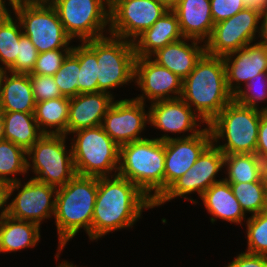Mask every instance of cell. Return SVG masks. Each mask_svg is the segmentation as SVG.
Returning a JSON list of instances; mask_svg holds the SVG:
<instances>
[{
	"instance_id": "6da1fadb",
	"label": "cell",
	"mask_w": 267,
	"mask_h": 267,
	"mask_svg": "<svg viewBox=\"0 0 267 267\" xmlns=\"http://www.w3.org/2000/svg\"><path fill=\"white\" fill-rule=\"evenodd\" d=\"M149 208H154V202L133 182L118 174L99 177L91 240L118 229L132 228L143 209Z\"/></svg>"
},
{
	"instance_id": "7a4b0ae2",
	"label": "cell",
	"mask_w": 267,
	"mask_h": 267,
	"mask_svg": "<svg viewBox=\"0 0 267 267\" xmlns=\"http://www.w3.org/2000/svg\"><path fill=\"white\" fill-rule=\"evenodd\" d=\"M181 99L194 107L201 122L208 125L233 100L226 83L223 57L205 52L183 80Z\"/></svg>"
},
{
	"instance_id": "3957f363",
	"label": "cell",
	"mask_w": 267,
	"mask_h": 267,
	"mask_svg": "<svg viewBox=\"0 0 267 267\" xmlns=\"http://www.w3.org/2000/svg\"><path fill=\"white\" fill-rule=\"evenodd\" d=\"M98 190V177L75 175L66 185L57 188L55 223L58 232V252L84 228L91 239V225Z\"/></svg>"
},
{
	"instance_id": "277c9868",
	"label": "cell",
	"mask_w": 267,
	"mask_h": 267,
	"mask_svg": "<svg viewBox=\"0 0 267 267\" xmlns=\"http://www.w3.org/2000/svg\"><path fill=\"white\" fill-rule=\"evenodd\" d=\"M164 163L165 141L145 138L120 146L117 174L155 202L164 193Z\"/></svg>"
},
{
	"instance_id": "5b68a950",
	"label": "cell",
	"mask_w": 267,
	"mask_h": 267,
	"mask_svg": "<svg viewBox=\"0 0 267 267\" xmlns=\"http://www.w3.org/2000/svg\"><path fill=\"white\" fill-rule=\"evenodd\" d=\"M261 110L238 104L234 99L208 124L213 142L224 154H255ZM227 140V142H226Z\"/></svg>"
},
{
	"instance_id": "8992f818",
	"label": "cell",
	"mask_w": 267,
	"mask_h": 267,
	"mask_svg": "<svg viewBox=\"0 0 267 267\" xmlns=\"http://www.w3.org/2000/svg\"><path fill=\"white\" fill-rule=\"evenodd\" d=\"M74 133L77 139H73L70 147L77 175L111 177L112 171L117 175L120 147L104 131L102 125L72 134Z\"/></svg>"
},
{
	"instance_id": "52a82bcc",
	"label": "cell",
	"mask_w": 267,
	"mask_h": 267,
	"mask_svg": "<svg viewBox=\"0 0 267 267\" xmlns=\"http://www.w3.org/2000/svg\"><path fill=\"white\" fill-rule=\"evenodd\" d=\"M12 9L22 32L30 38L38 53L56 49H72L58 14L50 3L14 0ZM69 46V47H68Z\"/></svg>"
},
{
	"instance_id": "ba28073f",
	"label": "cell",
	"mask_w": 267,
	"mask_h": 267,
	"mask_svg": "<svg viewBox=\"0 0 267 267\" xmlns=\"http://www.w3.org/2000/svg\"><path fill=\"white\" fill-rule=\"evenodd\" d=\"M84 43L97 55L98 92L111 94L108 89L133 82L136 56L132 41L110 35Z\"/></svg>"
},
{
	"instance_id": "9c48e42d",
	"label": "cell",
	"mask_w": 267,
	"mask_h": 267,
	"mask_svg": "<svg viewBox=\"0 0 267 267\" xmlns=\"http://www.w3.org/2000/svg\"><path fill=\"white\" fill-rule=\"evenodd\" d=\"M66 135L43 134L27 151V171L32 168L33 179L60 188L75 175L72 149L66 150Z\"/></svg>"
},
{
	"instance_id": "30bf717a",
	"label": "cell",
	"mask_w": 267,
	"mask_h": 267,
	"mask_svg": "<svg viewBox=\"0 0 267 267\" xmlns=\"http://www.w3.org/2000/svg\"><path fill=\"white\" fill-rule=\"evenodd\" d=\"M50 4L71 39L85 42L104 37L110 24V0H52Z\"/></svg>"
},
{
	"instance_id": "8fae6325",
	"label": "cell",
	"mask_w": 267,
	"mask_h": 267,
	"mask_svg": "<svg viewBox=\"0 0 267 267\" xmlns=\"http://www.w3.org/2000/svg\"><path fill=\"white\" fill-rule=\"evenodd\" d=\"M167 12L157 0H110L108 31L133 42Z\"/></svg>"
},
{
	"instance_id": "7c38bea8",
	"label": "cell",
	"mask_w": 267,
	"mask_h": 267,
	"mask_svg": "<svg viewBox=\"0 0 267 267\" xmlns=\"http://www.w3.org/2000/svg\"><path fill=\"white\" fill-rule=\"evenodd\" d=\"M261 14L245 7L233 17L214 24L210 38L205 42L206 53L225 56L253 43L256 32L260 34Z\"/></svg>"
},
{
	"instance_id": "4fadbf2b",
	"label": "cell",
	"mask_w": 267,
	"mask_h": 267,
	"mask_svg": "<svg viewBox=\"0 0 267 267\" xmlns=\"http://www.w3.org/2000/svg\"><path fill=\"white\" fill-rule=\"evenodd\" d=\"M224 168V153L212 142L200 155L193 166L183 176L174 181L154 202V207L176 197L188 199L185 195L197 192L201 198L203 193L214 183L224 180L215 179L216 174Z\"/></svg>"
},
{
	"instance_id": "5bb4252c",
	"label": "cell",
	"mask_w": 267,
	"mask_h": 267,
	"mask_svg": "<svg viewBox=\"0 0 267 267\" xmlns=\"http://www.w3.org/2000/svg\"><path fill=\"white\" fill-rule=\"evenodd\" d=\"M21 186L22 188L19 190ZM16 189L19 192L9 203L7 215L18 220L34 222L39 226L42 220L54 215L56 187L30 178L27 183H24V186L21 181L11 183L9 197Z\"/></svg>"
},
{
	"instance_id": "9a60e30c",
	"label": "cell",
	"mask_w": 267,
	"mask_h": 267,
	"mask_svg": "<svg viewBox=\"0 0 267 267\" xmlns=\"http://www.w3.org/2000/svg\"><path fill=\"white\" fill-rule=\"evenodd\" d=\"M165 141L164 191L189 170L202 152L213 142L209 126L195 136L172 138L164 134L160 138Z\"/></svg>"
},
{
	"instance_id": "2e32d148",
	"label": "cell",
	"mask_w": 267,
	"mask_h": 267,
	"mask_svg": "<svg viewBox=\"0 0 267 267\" xmlns=\"http://www.w3.org/2000/svg\"><path fill=\"white\" fill-rule=\"evenodd\" d=\"M145 103L136 99L113 101L103 118L102 127L120 147L124 144L145 139L139 136L149 123V111Z\"/></svg>"
},
{
	"instance_id": "e0dca14e",
	"label": "cell",
	"mask_w": 267,
	"mask_h": 267,
	"mask_svg": "<svg viewBox=\"0 0 267 267\" xmlns=\"http://www.w3.org/2000/svg\"><path fill=\"white\" fill-rule=\"evenodd\" d=\"M134 80L144 93L134 99L143 103L145 97L151 103L181 98L183 80L167 68L157 64L151 57L135 58ZM171 93L175 96L169 95Z\"/></svg>"
},
{
	"instance_id": "ac0fdd59",
	"label": "cell",
	"mask_w": 267,
	"mask_h": 267,
	"mask_svg": "<svg viewBox=\"0 0 267 267\" xmlns=\"http://www.w3.org/2000/svg\"><path fill=\"white\" fill-rule=\"evenodd\" d=\"M223 59L227 87L233 96L242 89L241 83L246 85L257 74L267 73V47L260 42L247 44L243 49L223 56Z\"/></svg>"
},
{
	"instance_id": "d6986e66",
	"label": "cell",
	"mask_w": 267,
	"mask_h": 267,
	"mask_svg": "<svg viewBox=\"0 0 267 267\" xmlns=\"http://www.w3.org/2000/svg\"><path fill=\"white\" fill-rule=\"evenodd\" d=\"M148 111L149 123L161 131L191 132V137L202 131L197 129L201 118L181 98L153 102Z\"/></svg>"
},
{
	"instance_id": "ffe728a7",
	"label": "cell",
	"mask_w": 267,
	"mask_h": 267,
	"mask_svg": "<svg viewBox=\"0 0 267 267\" xmlns=\"http://www.w3.org/2000/svg\"><path fill=\"white\" fill-rule=\"evenodd\" d=\"M114 101L105 92L84 93L70 98L67 135L81 129L102 125L103 118Z\"/></svg>"
},
{
	"instance_id": "44dd1931",
	"label": "cell",
	"mask_w": 267,
	"mask_h": 267,
	"mask_svg": "<svg viewBox=\"0 0 267 267\" xmlns=\"http://www.w3.org/2000/svg\"><path fill=\"white\" fill-rule=\"evenodd\" d=\"M186 40L193 41H191V44H188ZM200 42L202 43L200 40L184 37L159 49L150 57H153V61L157 64L167 68L184 80L194 69L197 61L206 52L205 44L198 46Z\"/></svg>"
},
{
	"instance_id": "7402d4cb",
	"label": "cell",
	"mask_w": 267,
	"mask_h": 267,
	"mask_svg": "<svg viewBox=\"0 0 267 267\" xmlns=\"http://www.w3.org/2000/svg\"><path fill=\"white\" fill-rule=\"evenodd\" d=\"M173 11L183 37L202 42L206 39L203 43L210 38L214 28L210 0H180Z\"/></svg>"
},
{
	"instance_id": "603a6c76",
	"label": "cell",
	"mask_w": 267,
	"mask_h": 267,
	"mask_svg": "<svg viewBox=\"0 0 267 267\" xmlns=\"http://www.w3.org/2000/svg\"><path fill=\"white\" fill-rule=\"evenodd\" d=\"M0 71V111L34 113L36 102L29 74Z\"/></svg>"
},
{
	"instance_id": "cb8c5ba5",
	"label": "cell",
	"mask_w": 267,
	"mask_h": 267,
	"mask_svg": "<svg viewBox=\"0 0 267 267\" xmlns=\"http://www.w3.org/2000/svg\"><path fill=\"white\" fill-rule=\"evenodd\" d=\"M182 38L184 37L181 34L176 13L168 11L133 41L135 56L150 57L159 49Z\"/></svg>"
},
{
	"instance_id": "d4e9b609",
	"label": "cell",
	"mask_w": 267,
	"mask_h": 267,
	"mask_svg": "<svg viewBox=\"0 0 267 267\" xmlns=\"http://www.w3.org/2000/svg\"><path fill=\"white\" fill-rule=\"evenodd\" d=\"M204 206L213 217L211 222L214 223L216 218L231 223L242 224L245 213L240 203L235 198L230 184L225 180L211 185L201 196Z\"/></svg>"
},
{
	"instance_id": "484cf974",
	"label": "cell",
	"mask_w": 267,
	"mask_h": 267,
	"mask_svg": "<svg viewBox=\"0 0 267 267\" xmlns=\"http://www.w3.org/2000/svg\"><path fill=\"white\" fill-rule=\"evenodd\" d=\"M40 237V226L34 222L18 220L9 215L0 218V253L34 247Z\"/></svg>"
},
{
	"instance_id": "4316f807",
	"label": "cell",
	"mask_w": 267,
	"mask_h": 267,
	"mask_svg": "<svg viewBox=\"0 0 267 267\" xmlns=\"http://www.w3.org/2000/svg\"><path fill=\"white\" fill-rule=\"evenodd\" d=\"M5 140L11 141L26 152L43 135L34 113L3 112Z\"/></svg>"
},
{
	"instance_id": "83f0119b",
	"label": "cell",
	"mask_w": 267,
	"mask_h": 267,
	"mask_svg": "<svg viewBox=\"0 0 267 267\" xmlns=\"http://www.w3.org/2000/svg\"><path fill=\"white\" fill-rule=\"evenodd\" d=\"M69 104L70 98L65 96L36 103L34 116L43 134L67 136Z\"/></svg>"
},
{
	"instance_id": "f1b7e54d",
	"label": "cell",
	"mask_w": 267,
	"mask_h": 267,
	"mask_svg": "<svg viewBox=\"0 0 267 267\" xmlns=\"http://www.w3.org/2000/svg\"><path fill=\"white\" fill-rule=\"evenodd\" d=\"M224 167L228 183L257 182L262 177V160L256 154H224Z\"/></svg>"
},
{
	"instance_id": "f546056e",
	"label": "cell",
	"mask_w": 267,
	"mask_h": 267,
	"mask_svg": "<svg viewBox=\"0 0 267 267\" xmlns=\"http://www.w3.org/2000/svg\"><path fill=\"white\" fill-rule=\"evenodd\" d=\"M71 53L79 60L78 94L98 92L97 55L84 43L72 47Z\"/></svg>"
},
{
	"instance_id": "4dcf8cb0",
	"label": "cell",
	"mask_w": 267,
	"mask_h": 267,
	"mask_svg": "<svg viewBox=\"0 0 267 267\" xmlns=\"http://www.w3.org/2000/svg\"><path fill=\"white\" fill-rule=\"evenodd\" d=\"M26 157L27 152L23 148L8 140L0 141V179L10 184L20 181L9 176L27 173Z\"/></svg>"
},
{
	"instance_id": "1f68e13d",
	"label": "cell",
	"mask_w": 267,
	"mask_h": 267,
	"mask_svg": "<svg viewBox=\"0 0 267 267\" xmlns=\"http://www.w3.org/2000/svg\"><path fill=\"white\" fill-rule=\"evenodd\" d=\"M244 213L256 215L267 210V195L262 179L257 182L229 183Z\"/></svg>"
},
{
	"instance_id": "d6a6232c",
	"label": "cell",
	"mask_w": 267,
	"mask_h": 267,
	"mask_svg": "<svg viewBox=\"0 0 267 267\" xmlns=\"http://www.w3.org/2000/svg\"><path fill=\"white\" fill-rule=\"evenodd\" d=\"M17 22L18 19L14 21L10 15L0 25V62L5 67H0V71H7L16 61L19 40L23 34L21 24L18 22V25Z\"/></svg>"
},
{
	"instance_id": "836d02e7",
	"label": "cell",
	"mask_w": 267,
	"mask_h": 267,
	"mask_svg": "<svg viewBox=\"0 0 267 267\" xmlns=\"http://www.w3.org/2000/svg\"><path fill=\"white\" fill-rule=\"evenodd\" d=\"M246 252L267 256V210L247 218Z\"/></svg>"
},
{
	"instance_id": "e575fe53",
	"label": "cell",
	"mask_w": 267,
	"mask_h": 267,
	"mask_svg": "<svg viewBox=\"0 0 267 267\" xmlns=\"http://www.w3.org/2000/svg\"><path fill=\"white\" fill-rule=\"evenodd\" d=\"M79 60L70 52L60 69L53 75L61 94L65 97L78 95Z\"/></svg>"
},
{
	"instance_id": "d590c367",
	"label": "cell",
	"mask_w": 267,
	"mask_h": 267,
	"mask_svg": "<svg viewBox=\"0 0 267 267\" xmlns=\"http://www.w3.org/2000/svg\"><path fill=\"white\" fill-rule=\"evenodd\" d=\"M244 89L239 90L233 96L238 104L261 111L267 110V107L260 109L257 105L258 101L267 100V73H259L249 79Z\"/></svg>"
},
{
	"instance_id": "8d00e7d4",
	"label": "cell",
	"mask_w": 267,
	"mask_h": 267,
	"mask_svg": "<svg viewBox=\"0 0 267 267\" xmlns=\"http://www.w3.org/2000/svg\"><path fill=\"white\" fill-rule=\"evenodd\" d=\"M38 54L39 53L30 41V38L22 34L19 40V50L16 61L7 71L22 74L31 73L35 66Z\"/></svg>"
},
{
	"instance_id": "74e56055",
	"label": "cell",
	"mask_w": 267,
	"mask_h": 267,
	"mask_svg": "<svg viewBox=\"0 0 267 267\" xmlns=\"http://www.w3.org/2000/svg\"><path fill=\"white\" fill-rule=\"evenodd\" d=\"M72 49H56L39 53L35 66L29 74L53 76ZM64 52V53H63Z\"/></svg>"
},
{
	"instance_id": "f35d334b",
	"label": "cell",
	"mask_w": 267,
	"mask_h": 267,
	"mask_svg": "<svg viewBox=\"0 0 267 267\" xmlns=\"http://www.w3.org/2000/svg\"><path fill=\"white\" fill-rule=\"evenodd\" d=\"M29 77L36 103L63 97L53 76L29 74Z\"/></svg>"
},
{
	"instance_id": "ab89813d",
	"label": "cell",
	"mask_w": 267,
	"mask_h": 267,
	"mask_svg": "<svg viewBox=\"0 0 267 267\" xmlns=\"http://www.w3.org/2000/svg\"><path fill=\"white\" fill-rule=\"evenodd\" d=\"M214 24L229 19L245 8L243 0H210Z\"/></svg>"
},
{
	"instance_id": "60d3db41",
	"label": "cell",
	"mask_w": 267,
	"mask_h": 267,
	"mask_svg": "<svg viewBox=\"0 0 267 267\" xmlns=\"http://www.w3.org/2000/svg\"><path fill=\"white\" fill-rule=\"evenodd\" d=\"M226 267H267V256L243 252Z\"/></svg>"
},
{
	"instance_id": "b9f144b4",
	"label": "cell",
	"mask_w": 267,
	"mask_h": 267,
	"mask_svg": "<svg viewBox=\"0 0 267 267\" xmlns=\"http://www.w3.org/2000/svg\"><path fill=\"white\" fill-rule=\"evenodd\" d=\"M262 161L267 160V110L262 111L258 128L257 148L255 153Z\"/></svg>"
},
{
	"instance_id": "7bdbcfd3",
	"label": "cell",
	"mask_w": 267,
	"mask_h": 267,
	"mask_svg": "<svg viewBox=\"0 0 267 267\" xmlns=\"http://www.w3.org/2000/svg\"><path fill=\"white\" fill-rule=\"evenodd\" d=\"M9 188H10V183L0 179V209H1V213H0V218L7 215L8 214V209H9V204H7L8 200H9ZM6 205V207L4 208V206Z\"/></svg>"
},
{
	"instance_id": "ee69618b",
	"label": "cell",
	"mask_w": 267,
	"mask_h": 267,
	"mask_svg": "<svg viewBox=\"0 0 267 267\" xmlns=\"http://www.w3.org/2000/svg\"><path fill=\"white\" fill-rule=\"evenodd\" d=\"M245 7L258 11L260 14L267 12V0H243Z\"/></svg>"
},
{
	"instance_id": "f6af8a7d",
	"label": "cell",
	"mask_w": 267,
	"mask_h": 267,
	"mask_svg": "<svg viewBox=\"0 0 267 267\" xmlns=\"http://www.w3.org/2000/svg\"><path fill=\"white\" fill-rule=\"evenodd\" d=\"M260 43L267 47V12L261 14Z\"/></svg>"
},
{
	"instance_id": "bcb514c9",
	"label": "cell",
	"mask_w": 267,
	"mask_h": 267,
	"mask_svg": "<svg viewBox=\"0 0 267 267\" xmlns=\"http://www.w3.org/2000/svg\"><path fill=\"white\" fill-rule=\"evenodd\" d=\"M11 12L7 10L5 0H0V25L10 16Z\"/></svg>"
},
{
	"instance_id": "7dc6e473",
	"label": "cell",
	"mask_w": 267,
	"mask_h": 267,
	"mask_svg": "<svg viewBox=\"0 0 267 267\" xmlns=\"http://www.w3.org/2000/svg\"><path fill=\"white\" fill-rule=\"evenodd\" d=\"M168 11H173L179 4L180 0H157Z\"/></svg>"
},
{
	"instance_id": "c3c4849f",
	"label": "cell",
	"mask_w": 267,
	"mask_h": 267,
	"mask_svg": "<svg viewBox=\"0 0 267 267\" xmlns=\"http://www.w3.org/2000/svg\"><path fill=\"white\" fill-rule=\"evenodd\" d=\"M263 186L267 195V160L262 161V177Z\"/></svg>"
},
{
	"instance_id": "681fc988",
	"label": "cell",
	"mask_w": 267,
	"mask_h": 267,
	"mask_svg": "<svg viewBox=\"0 0 267 267\" xmlns=\"http://www.w3.org/2000/svg\"><path fill=\"white\" fill-rule=\"evenodd\" d=\"M5 140L3 112L0 111V141Z\"/></svg>"
},
{
	"instance_id": "f907efd6",
	"label": "cell",
	"mask_w": 267,
	"mask_h": 267,
	"mask_svg": "<svg viewBox=\"0 0 267 267\" xmlns=\"http://www.w3.org/2000/svg\"><path fill=\"white\" fill-rule=\"evenodd\" d=\"M58 267H77L74 266L72 263H68L67 261H62V263H59Z\"/></svg>"
},
{
	"instance_id": "816d5d0a",
	"label": "cell",
	"mask_w": 267,
	"mask_h": 267,
	"mask_svg": "<svg viewBox=\"0 0 267 267\" xmlns=\"http://www.w3.org/2000/svg\"><path fill=\"white\" fill-rule=\"evenodd\" d=\"M21 2H44V3H50L52 0H18Z\"/></svg>"
},
{
	"instance_id": "f5cc1de1",
	"label": "cell",
	"mask_w": 267,
	"mask_h": 267,
	"mask_svg": "<svg viewBox=\"0 0 267 267\" xmlns=\"http://www.w3.org/2000/svg\"><path fill=\"white\" fill-rule=\"evenodd\" d=\"M9 1V4L12 6L13 5V2L14 0H8Z\"/></svg>"
}]
</instances>
